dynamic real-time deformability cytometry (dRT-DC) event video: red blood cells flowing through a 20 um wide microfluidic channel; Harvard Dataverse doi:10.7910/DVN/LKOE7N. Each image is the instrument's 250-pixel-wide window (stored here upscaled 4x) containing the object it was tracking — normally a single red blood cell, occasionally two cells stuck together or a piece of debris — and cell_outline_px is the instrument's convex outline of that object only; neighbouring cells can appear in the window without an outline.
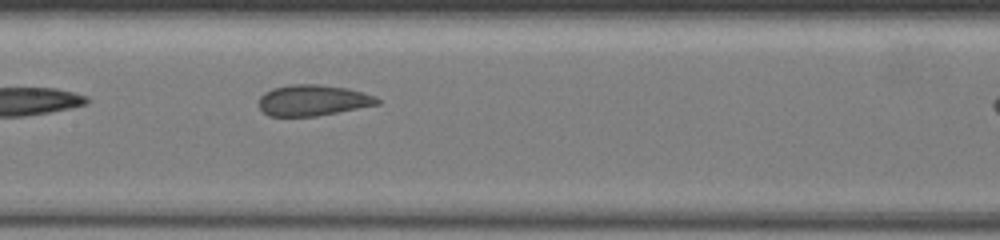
{"species": "common noctule bat (a hibernating species)", "species_latin": "Nyctalus noctula", "temperature_condition": "warm", "stored_images_in_passage": 15, "camera_frame_rate_fps": 3000, "um_per_image_px": 0.085, "animal": {"sex": "female", "body_mass_g": 19.5, "forearm_length_mm": 54.1}, "frame": {"image": 1, "passage_image": 7, "time_ms": 4.333, "image_size_px": [1000, 240], "cell_outline_px": [[380, 104], [316, 116], [268, 116], [260, 108], [260, 96], [264, 92], [272, 88], [292, 84], [320, 84], [348, 88], [376, 96], [380, 100]], "centroid_in_image_um": [26.6, 8.52], "position_along_channel_um": 180.8, "area_um2": 21.39}}
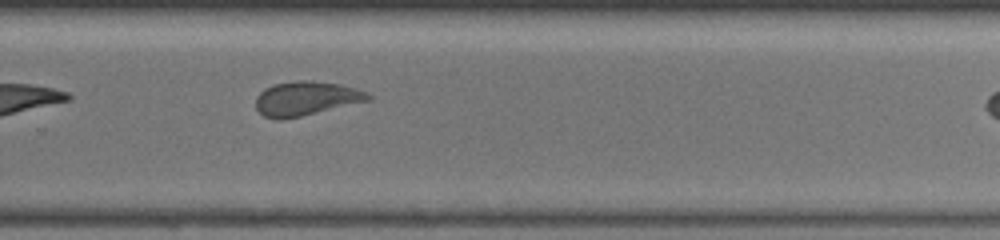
{"frame": {"image": 2, "passage_image": 11, "time_ms": 7.333, "image_size_px": [1000, 240], "cell_outline_px": [[372, 96], [368, 100], [300, 116], [280, 120], [276, 120], [264, 116], [256, 108], [256, 96], [264, 88], [276, 84], [300, 80], [312, 80], [340, 84], [364, 92]], "centroid_in_image_um": [25.94, 8.37], "position_along_channel_um": 303.9, "area_um2": 21.91}}